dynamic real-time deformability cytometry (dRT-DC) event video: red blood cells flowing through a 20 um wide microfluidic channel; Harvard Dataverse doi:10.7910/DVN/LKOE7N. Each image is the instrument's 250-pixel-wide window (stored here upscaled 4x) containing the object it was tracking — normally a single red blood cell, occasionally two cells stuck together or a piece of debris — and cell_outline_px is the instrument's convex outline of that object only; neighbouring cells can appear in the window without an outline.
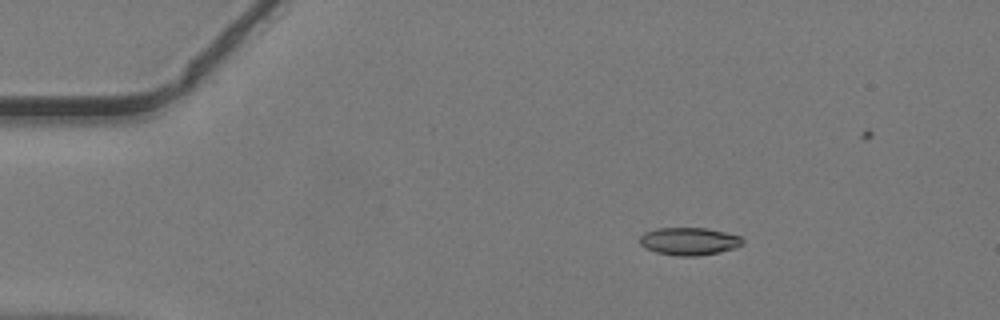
{"species": "common noctule bat (a hibernating species)", "species_latin": "Nyctalus noctula", "temperature_condition": "warm", "stored_images_in_passage": 35, "camera_frame_rate_fps": 3000, "um_per_image_px": 0.085, "animal": {"sex": "male", "body_mass_g": 19.2, "forearm_length_mm": 51.8}, "frame": {"image": 1, "passage_image": 1, "time_ms": 0.0, "image_size_px": [1000, 320], "cell_outline_px": [[744, 244], [736, 248], [720, 252], [696, 256], [676, 256], [656, 252], [640, 244], [640, 236], [644, 232], [656, 228], [708, 228], [740, 236], [744, 240]], "centroid_in_image_um": [58.6, 20.51], "position_along_channel_um": 26.4, "area_um2": 16.65}}
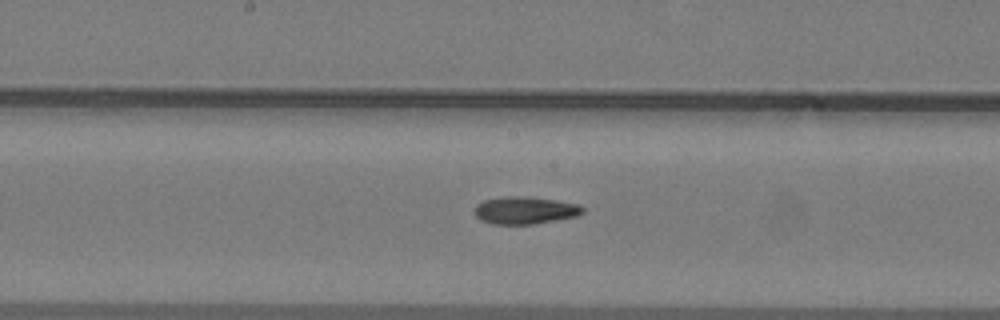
{"frame": {"image": 2, "passage_image": 18, "time_ms": 5.667, "image_size_px": [1000, 320], "cell_outline_px": [[584, 212], [576, 216], [556, 220], [532, 224], [492, 224], [480, 220], [476, 216], [476, 204], [484, 200], [504, 196], [528, 196], [556, 200], [580, 204], [584, 208]], "centroid_in_image_um": [44.64, 17.87], "position_along_channel_um": 203.6, "area_um2": 17.34}}
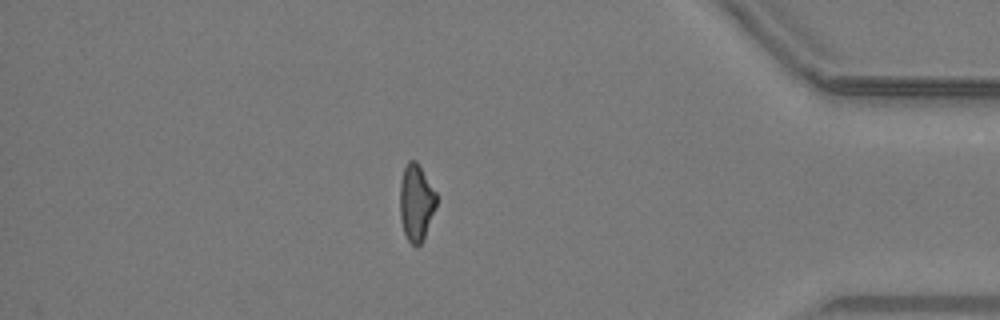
{"frame": {"image": 3, "passage_image": 34, "time_ms": 11.0, "image_size_px": [1000, 320], "cell_outline_px": [[436, 208], [424, 236], [420, 244], [416, 248], [408, 240], [404, 232], [400, 220], [400, 180], [404, 168], [408, 160], [416, 160], [436, 192]], "centroid_in_image_um": [35.36, 17.21], "position_along_channel_um": 399.8, "area_um2": 16.3}}